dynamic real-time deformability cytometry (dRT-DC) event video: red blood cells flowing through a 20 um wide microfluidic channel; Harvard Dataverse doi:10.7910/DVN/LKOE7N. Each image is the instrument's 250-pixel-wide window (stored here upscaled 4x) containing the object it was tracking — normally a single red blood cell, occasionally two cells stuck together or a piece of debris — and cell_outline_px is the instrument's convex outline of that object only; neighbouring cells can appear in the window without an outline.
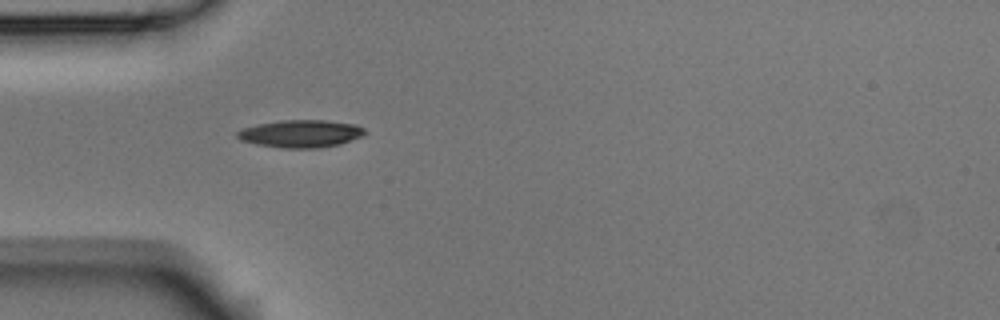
{"species": "Egyptian fruit bat (a non-hibernating species)", "species_latin": "Rousettus aegyptiacus", "temperature_condition": "room temperature", "stored_images_in_passage": 1, "camera_frame_rate_fps": 3000, "um_per_image_px": 0.085, "animal": {"sex": "male"}, "frame": {"image": 1, "passage_image": 1, "time_ms": 0.0, "image_size_px": [1000, 320], "cell_outline_px": [[368, 132], [364, 136], [340, 144], [320, 148], [284, 148], [256, 144], [240, 140], [236, 136], [236, 132], [244, 128], [256, 124], [284, 120], [324, 120], [356, 124], [364, 128]], "centroid_in_image_um": [25.6, 11.36], "position_along_channel_um": 59.4, "area_um2": 20.63}}